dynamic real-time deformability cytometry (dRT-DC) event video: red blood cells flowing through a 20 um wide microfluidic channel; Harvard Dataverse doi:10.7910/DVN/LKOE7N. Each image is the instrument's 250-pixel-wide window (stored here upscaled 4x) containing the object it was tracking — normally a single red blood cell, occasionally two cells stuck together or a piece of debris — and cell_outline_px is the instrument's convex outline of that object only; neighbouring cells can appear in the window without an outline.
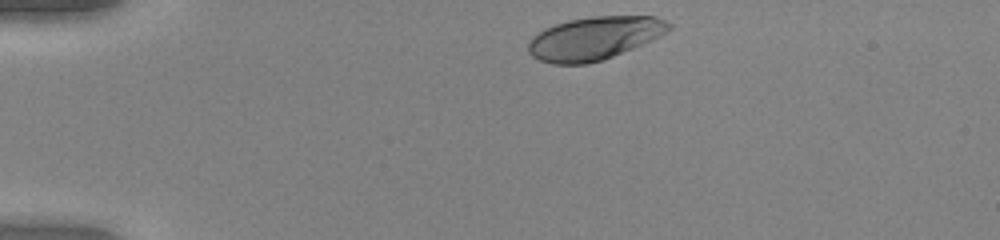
{"species": "human", "species_latin": "Homo sapiens", "temperature_condition": "warm", "stored_images_in_passage": 34, "camera_frame_rate_fps": 3000, "um_per_image_px": 0.085, "donor": {"sex": "female"}, "frame": {"image": 1, "passage_image": 1, "time_ms": 0.0, "image_size_px": [1000, 240], "cell_outline_px": [[672, 28], [660, 36], [652, 40], [612, 56], [588, 64], [552, 64], [540, 60], [532, 56], [528, 52], [528, 40], [532, 36], [544, 28], [568, 20], [592, 16], [656, 16], [672, 24]], "centroid_in_image_um": [50.5, 3.24], "position_along_channel_um": 34.5, "area_um2": 35.32}}
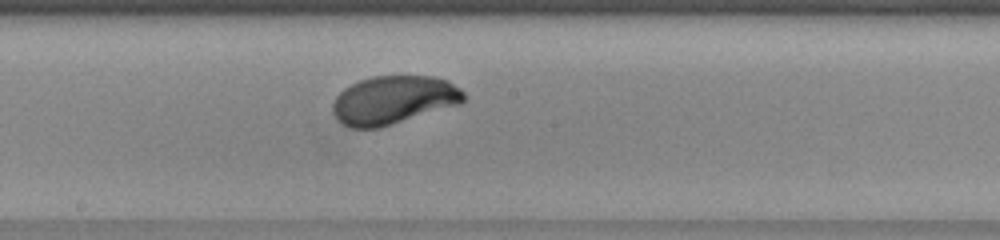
{"frame": {"image": 2, "passage_image": 19, "time_ms": 6.0, "image_size_px": [1000, 240], "cell_outline_px": [[464, 100], [460, 104], [380, 128], [352, 128], [344, 124], [336, 116], [332, 108], [332, 104], [336, 96], [344, 88], [360, 80], [372, 76], [432, 76], [448, 80], [460, 88], [464, 92]], "centroid_in_image_um": [33.46, 8.49], "position_along_channel_um": 214.7, "area_um2": 36.82}}
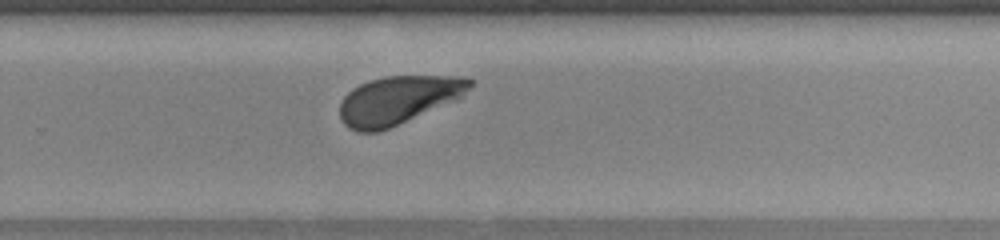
{"frame": {"image": 3, "passage_image": 25, "time_ms": 8.0, "image_size_px": [1000, 240], "cell_outline_px": [[476, 80], [456, 100], [388, 128], [376, 132], [356, 132], [348, 128], [340, 120], [340, 104], [344, 96], [352, 88], [360, 84], [384, 76], [468, 76]], "centroid_in_image_um": [33.82, 8.5], "position_along_channel_um": 296.0, "area_um2": 36.36}, "authors_computed_cell_mechanics": {"area_um2": 36.8475, "velocity_mm_per_s": 4.0641, "shape_relaxation_time_tau1_ms": 2.2286, "shape_relaxation_time_tau2_ms": null, "deformation_change_tau1": 0.16, "deformation_change_tau2": null}}